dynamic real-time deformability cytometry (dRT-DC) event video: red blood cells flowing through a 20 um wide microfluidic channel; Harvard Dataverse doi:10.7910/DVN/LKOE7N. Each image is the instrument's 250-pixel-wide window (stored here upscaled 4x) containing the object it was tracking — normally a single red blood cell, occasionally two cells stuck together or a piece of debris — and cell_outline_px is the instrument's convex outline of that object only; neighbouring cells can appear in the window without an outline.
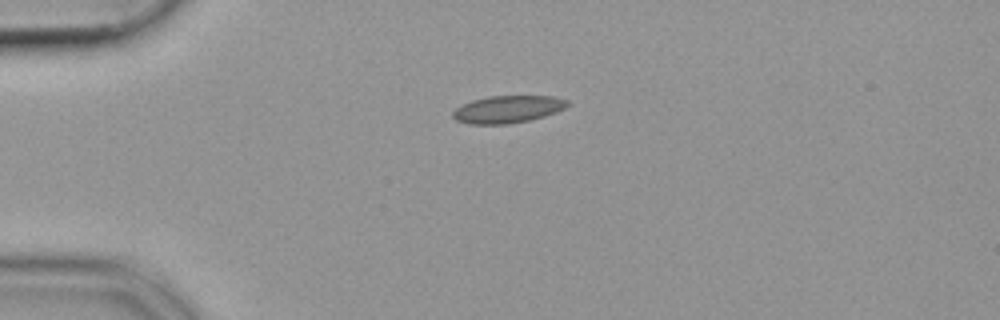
{"species": "common noctule bat (a hibernating species)", "species_latin": "Nyctalus noctula", "temperature_condition": "cold", "stored_images_in_passage": 41, "camera_frame_rate_fps": 3000, "um_per_image_px": 0.085, "animal": {"sex": "female", "body_mass_g": 19.9}, "frame": {"image": 1, "passage_image": 1, "time_ms": 0.0, "image_size_px": [1000, 320], "cell_outline_px": [[572, 104], [556, 112], [544, 116], [528, 120], [508, 124], [468, 124], [456, 120], [452, 116], [452, 112], [460, 104], [472, 100], [488, 96], [552, 96], [568, 100]], "centroid_in_image_um": [43.14, 9.28], "position_along_channel_um": 41.9, "area_um2": 18.38}}
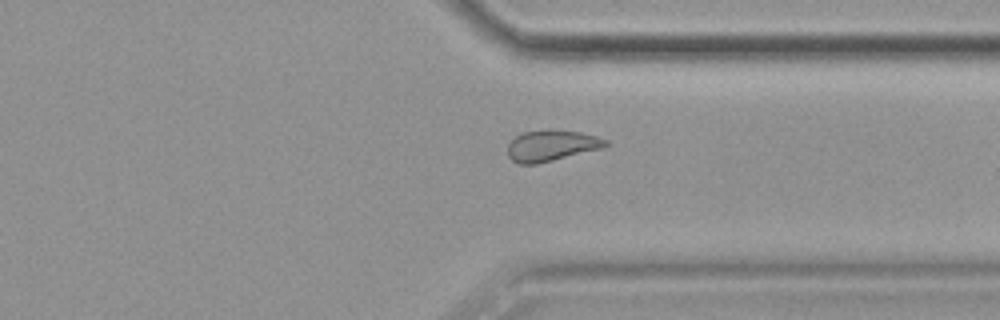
{"frame": {"image": 2, "passage_image": 29, "time_ms": 9.333, "image_size_px": [1000, 320], "cell_outline_px": [[608, 144], [604, 148], [536, 164], [520, 164], [512, 160], [508, 156], [508, 144], [516, 136], [524, 132], [548, 128], [580, 132], [596, 136], [608, 140]], "centroid_in_image_um": [46.89, 12.36], "position_along_channel_um": 364.5, "area_um2": 17.86}}
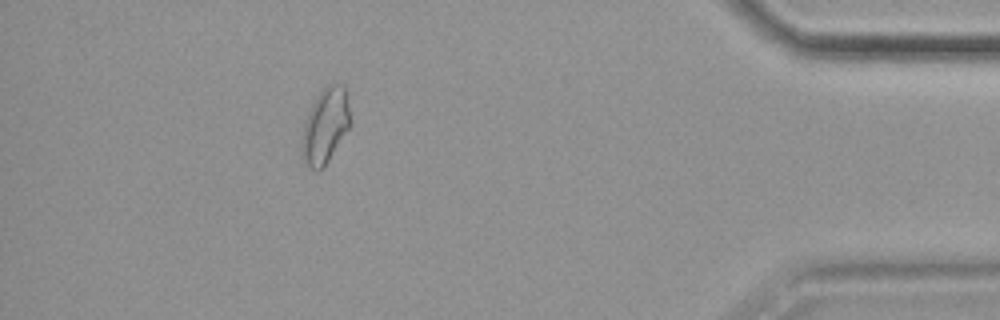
{"frame": {"image": 3, "passage_image": 36, "time_ms": 11.667, "image_size_px": [1000, 320], "cell_outline_px": [[348, 128], [324, 168], [316, 172], [300, 156], [304, 124], [308, 112], [316, 96], [328, 84], [344, 84], [348, 108]], "centroid_in_image_um": [27.61, 10.72], "position_along_channel_um": 407.6, "area_um2": 20.69}}